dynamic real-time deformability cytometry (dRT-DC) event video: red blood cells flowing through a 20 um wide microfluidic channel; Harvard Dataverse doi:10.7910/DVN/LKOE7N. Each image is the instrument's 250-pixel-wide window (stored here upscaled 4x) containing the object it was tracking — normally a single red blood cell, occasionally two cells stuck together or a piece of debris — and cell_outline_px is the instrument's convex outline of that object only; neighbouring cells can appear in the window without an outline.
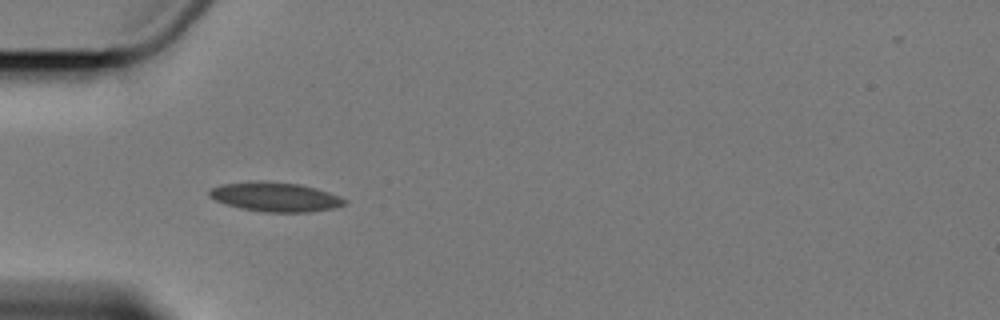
{"species": "Egyptian fruit bat (a non-hibernating species)", "species_latin": "Rousettus aegyptiacus", "temperature_condition": "cold", "stored_images_in_passage": 2, "camera_frame_rate_fps": 3000, "um_per_image_px": 0.085, "animal": {"sex": "female"}, "frame": {"image": 1, "passage_image": 1, "time_ms": 0.0, "image_size_px": [1000, 320], "cell_outline_px": [[348, 204], [336, 208], [312, 212], [264, 212], [240, 208], [224, 204], [208, 196], [208, 192], [212, 188], [220, 184], [300, 184], [316, 188], [340, 196], [348, 200]], "centroid_in_image_um": [23.5, 16.8], "position_along_channel_um": 61.5, "area_um2": 22.31}}
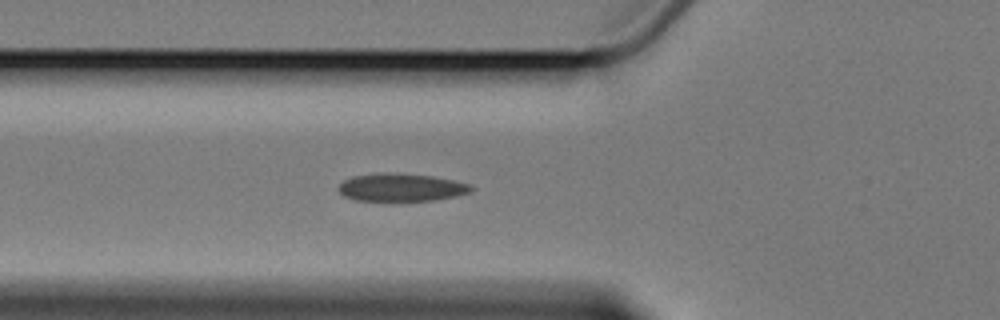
{"frame": {"image": 2, "passage_image": 2, "time_ms": 1.0, "image_size_px": [1000, 320], "cell_outline_px": [[476, 188], [472, 192], [456, 196], [436, 200], [400, 204], [388, 204], [356, 200], [344, 196], [336, 188], [344, 180], [352, 176], [432, 176], [472, 184]], "centroid_in_image_um": [34.16, 16.05], "position_along_channel_um": 91.6, "area_um2": 21.68}}